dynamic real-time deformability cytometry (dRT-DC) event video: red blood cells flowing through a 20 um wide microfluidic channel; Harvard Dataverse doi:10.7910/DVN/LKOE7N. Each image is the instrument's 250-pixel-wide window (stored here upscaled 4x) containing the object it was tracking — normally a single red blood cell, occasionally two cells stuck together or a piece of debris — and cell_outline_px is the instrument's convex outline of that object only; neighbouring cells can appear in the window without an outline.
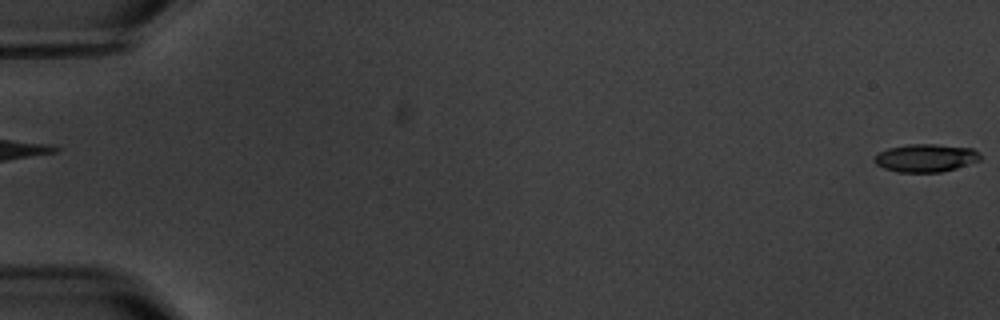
{"species": "common noctule bat (a hibernating species)", "species_latin": "Nyctalus noctula", "temperature_condition": "warm", "stored_images_in_passage": 5, "camera_frame_rate_fps": 3000, "um_per_image_px": 0.085, "animal": {"sex": "male", "body_mass_g": 20.1, "forearm_length_mm": 53.5}, "frame": {"image": 1, "passage_image": 1, "time_ms": 0.0, "image_size_px": [1000, 320], "cell_outline_px": [[980, 160], [956, 168], [940, 172], [896, 172], [884, 168], [876, 164], [872, 160], [872, 156], [888, 148], [908, 144], [936, 144], [972, 148], [980, 152]], "centroid_in_image_um": [78.65, 13.42], "position_along_channel_um": 6.3, "area_um2": 17.34}}
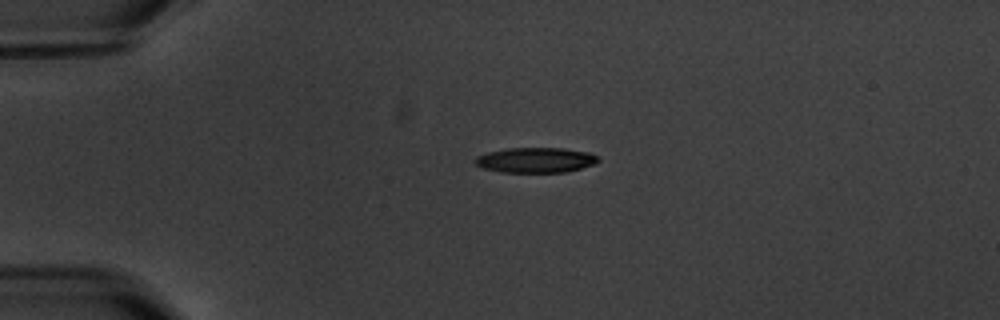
{"frame": {"image": 2, "passage_image": 4, "time_ms": 4.667, "image_size_px": [1000, 320], "cell_outline_px": [[600, 160], [596, 164], [564, 172], [500, 172], [484, 168], [476, 164], [476, 156], [488, 152], [508, 148], [564, 148], [588, 152], [600, 156]], "centroid_in_image_um": [45.58, 13.6], "position_along_channel_um": 39.4, "area_um2": 18.03}}